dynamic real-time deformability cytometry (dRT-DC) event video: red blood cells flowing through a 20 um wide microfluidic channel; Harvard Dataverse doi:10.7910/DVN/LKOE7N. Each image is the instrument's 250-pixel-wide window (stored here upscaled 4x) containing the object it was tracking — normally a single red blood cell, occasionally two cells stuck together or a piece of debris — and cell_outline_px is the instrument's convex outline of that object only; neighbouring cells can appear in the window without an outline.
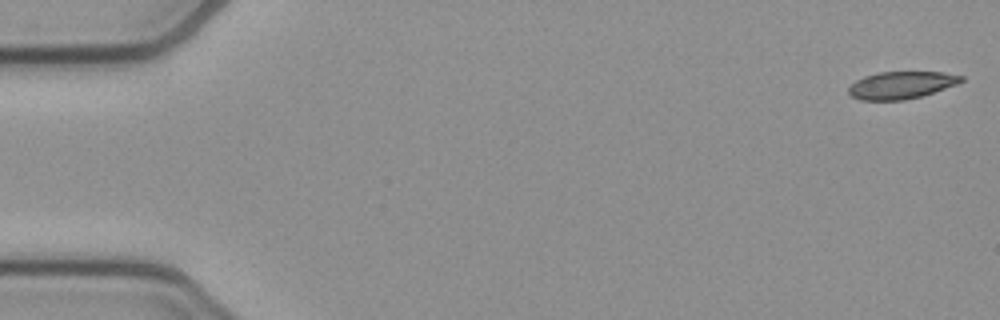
{"species": "common noctule bat (a hibernating species)", "species_latin": "Nyctalus noctula", "temperature_condition": "cold", "stored_images_in_passage": 53, "camera_frame_rate_fps": 3000, "um_per_image_px": 0.085, "animal": {"sex": "female", "body_mass_g": 21.9}, "frame": {"image": 1, "passage_image": 1, "time_ms": 0.0, "image_size_px": [1000, 320], "cell_outline_px": [[964, 80], [956, 84], [920, 96], [904, 100], [860, 100], [852, 96], [848, 92], [848, 88], [856, 80], [864, 76], [880, 72], [944, 72], [964, 76]], "centroid_in_image_um": [76.59, 7.23], "position_along_channel_um": 8.4, "area_um2": 17.74}}
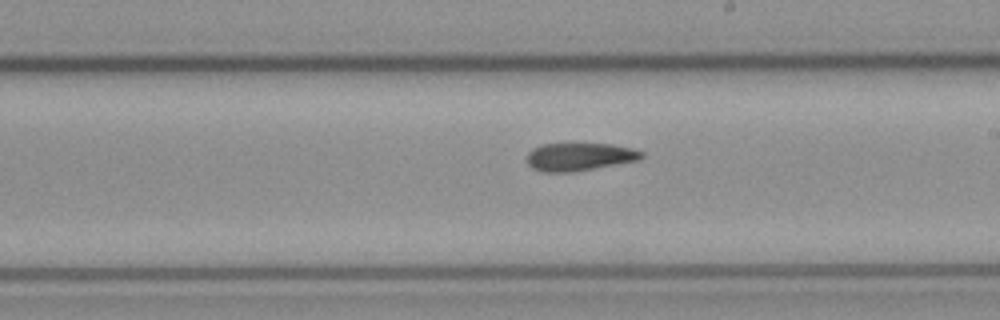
{"frame": {"image": 2, "passage_image": 30, "time_ms": 9.667, "image_size_px": [1000, 320], "cell_outline_px": [[644, 156], [640, 160], [576, 172], [540, 172], [532, 168], [528, 164], [528, 152], [532, 148], [540, 144], [612, 144], [632, 148], [644, 152]], "centroid_in_image_um": [49.27, 13.33], "position_along_channel_um": 239.7, "area_um2": 18.9}}
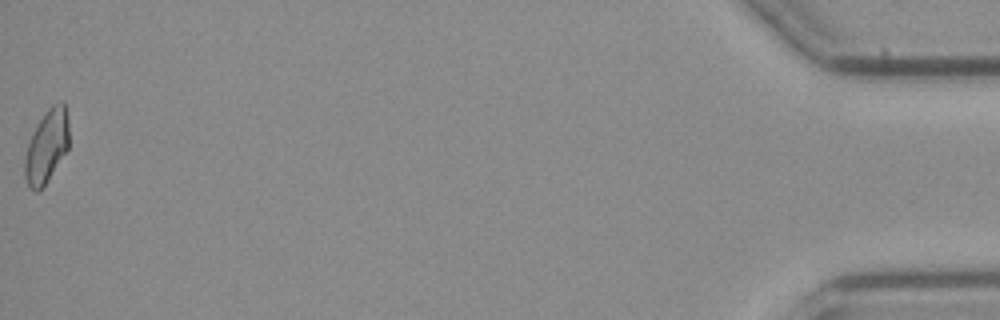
{"frame": {"image": 3, "passage_image": 53, "time_ms": 17.333, "image_size_px": [1000, 320], "cell_outline_px": [[68, 148], [44, 184], [36, 192], [28, 184], [24, 176], [24, 160], [28, 144], [44, 112], [52, 104], [64, 100], [68, 120]], "centroid_in_image_um": [3.97, 12.38], "position_along_channel_um": 431.2, "area_um2": 18.26}, "authors_computed_cell_mechanics": {"area_um2": 19.074, "velocity_mm_per_s": 3.8529, "shape_relaxation_time_tau1_ms": null, "shape_relaxation_time_tau2_ms": 2.3815, "deformation_change_tau1": null, "deformation_change_tau2": 0.0842}}